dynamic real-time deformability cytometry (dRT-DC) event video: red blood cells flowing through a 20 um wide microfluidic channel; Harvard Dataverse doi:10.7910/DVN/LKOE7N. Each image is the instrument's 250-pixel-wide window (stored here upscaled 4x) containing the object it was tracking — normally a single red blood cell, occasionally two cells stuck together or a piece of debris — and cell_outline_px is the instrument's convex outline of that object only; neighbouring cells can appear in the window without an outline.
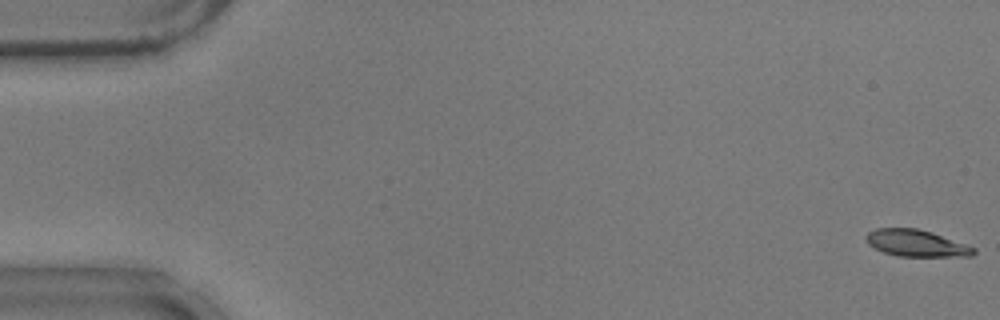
{"species": "common noctule bat (a hibernating species)", "species_latin": "Nyctalus noctula", "temperature_condition": "warm", "stored_images_in_passage": 55, "camera_frame_rate_fps": 3000, "um_per_image_px": 0.085, "animal": {"sex": "male", "body_mass_g": 17.9}, "frame": {"image": 1, "passage_image": 1, "time_ms": 0.0, "image_size_px": [1000, 320], "cell_outline_px": [[976, 252], [972, 256], [900, 256], [884, 252], [868, 244], [864, 236], [868, 232], [876, 228], [916, 228], [932, 232], [976, 248]], "centroid_in_image_um": [77.87, 20.66], "position_along_channel_um": 7.1, "area_um2": 16.65}}
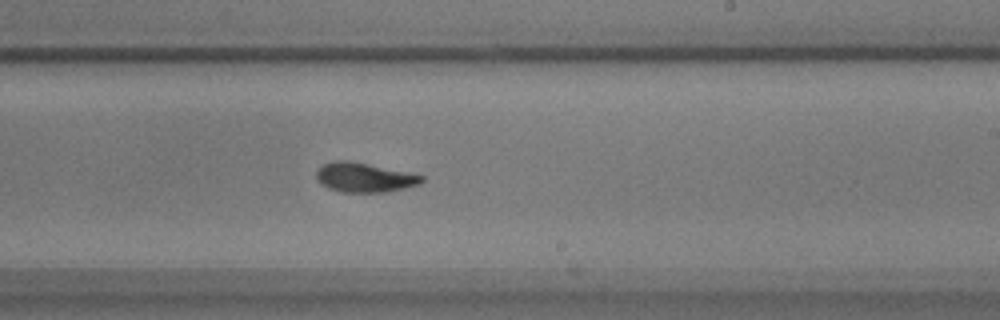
{"frame": {"image": 2, "passage_image": 33, "time_ms": 10.667, "image_size_px": [1000, 320], "cell_outline_px": [[424, 180], [420, 184], [404, 188], [384, 192], [344, 192], [328, 188], [320, 184], [316, 180], [316, 172], [324, 164], [332, 160], [348, 160], [368, 164], [424, 176]], "centroid_in_image_um": [30.93, 15.08], "position_along_channel_um": 258.1, "area_um2": 17.92}}
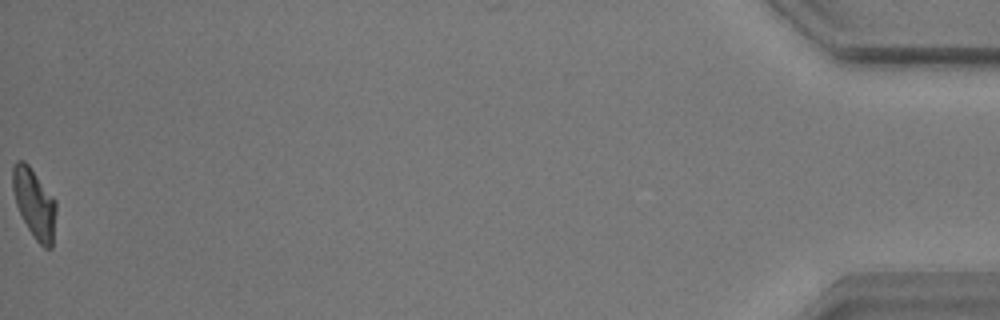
{"frame": {"image": 3, "passage_image": 55, "time_ms": 18.0, "image_size_px": [1000, 320], "cell_outline_px": [[56, 212], [52, 248], [44, 248], [36, 240], [28, 228], [16, 204], [12, 188], [12, 164], [16, 160], [24, 160], [28, 164], [56, 200]], "centroid_in_image_um": [2.91, 17.26], "position_along_channel_um": 432.3, "area_um2": 17.57}, "authors_computed_cell_mechanics": {"area_um2": 17.9758, "velocity_mm_per_s": 3.7253, "shape_relaxation_time_tau1_ms": 3.1169, "shape_relaxation_time_tau2_ms": 1.6938, "deformation_change_tau1": 0.1624, "deformation_change_tau2": 0.0688}}